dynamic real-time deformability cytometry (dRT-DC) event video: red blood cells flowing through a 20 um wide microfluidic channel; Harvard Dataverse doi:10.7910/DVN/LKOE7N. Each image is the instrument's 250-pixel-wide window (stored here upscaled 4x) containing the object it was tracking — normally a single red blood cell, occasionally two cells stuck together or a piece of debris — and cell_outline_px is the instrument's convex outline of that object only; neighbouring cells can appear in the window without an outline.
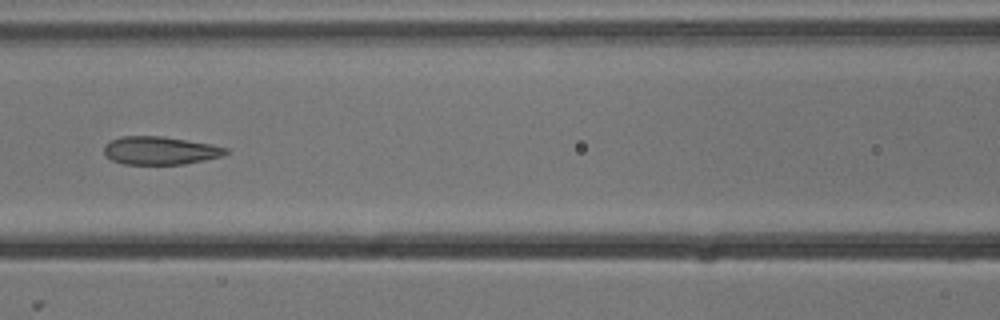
{"species": "common noctule bat (a hibernating species)", "species_latin": "Nyctalus noctula", "temperature_condition": "cold", "stored_images_in_passage": 8, "camera_frame_rate_fps": 3000, "um_per_image_px": 0.085, "animal": {"sex": "male", "body_mass_g": 13.3}, "frame": {"image": 1, "passage_image": 5, "time_ms": 1.333, "image_size_px": [1000, 320], "cell_outline_px": [[228, 152], [224, 156], [184, 164], [124, 164], [112, 160], [104, 152], [104, 144], [120, 136], [164, 136], [212, 144], [228, 148]], "centroid_in_image_um": [13.64, 12.79], "position_along_channel_um": 153.0, "area_um2": 20.0}}
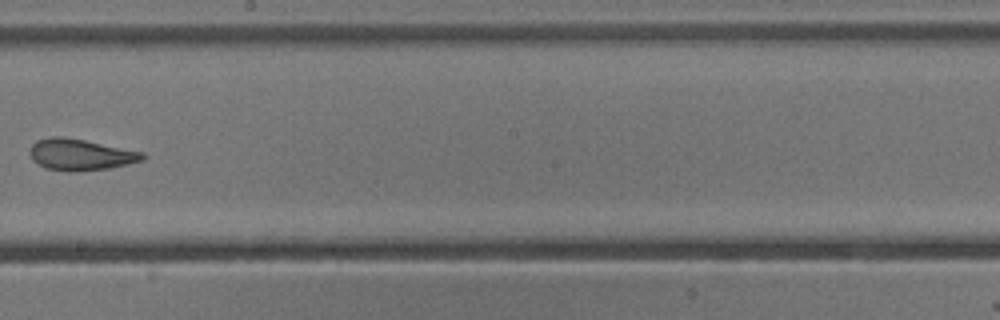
{"frame": {"image": 2, "passage_image": 7, "time_ms": 2.0, "image_size_px": [1000, 320], "cell_outline_px": [[148, 156], [144, 160], [128, 164], [108, 168], [68, 172], [48, 168], [32, 160], [28, 152], [32, 144], [36, 140], [52, 136], [60, 136], [84, 140], [144, 152]], "centroid_in_image_um": [6.85, 13.13], "position_along_channel_um": 241.4, "area_um2": 20.58}}
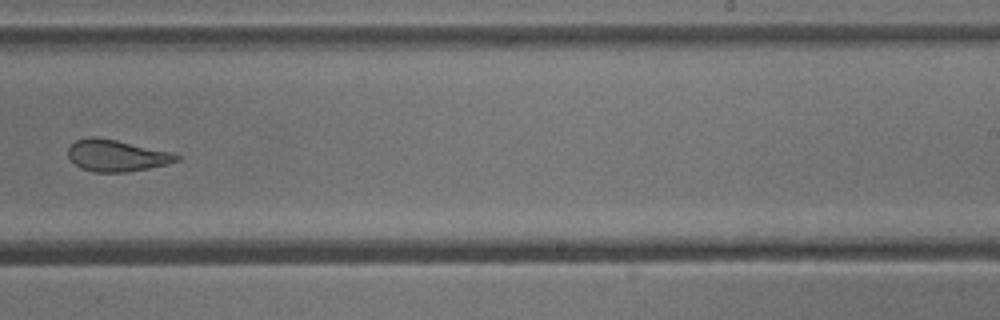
{"frame": {"image": 3, "passage_image": 8, "time_ms": 2.333, "image_size_px": [1000, 320], "cell_outline_px": [[180, 160], [168, 164], [148, 168], [124, 172], [92, 172], [80, 168], [68, 156], [68, 148], [76, 140], [92, 136], [116, 140], [172, 152], [180, 156]], "centroid_in_image_um": [9.91, 13.23], "position_along_channel_um": 279.1, "area_um2": 19.88}}